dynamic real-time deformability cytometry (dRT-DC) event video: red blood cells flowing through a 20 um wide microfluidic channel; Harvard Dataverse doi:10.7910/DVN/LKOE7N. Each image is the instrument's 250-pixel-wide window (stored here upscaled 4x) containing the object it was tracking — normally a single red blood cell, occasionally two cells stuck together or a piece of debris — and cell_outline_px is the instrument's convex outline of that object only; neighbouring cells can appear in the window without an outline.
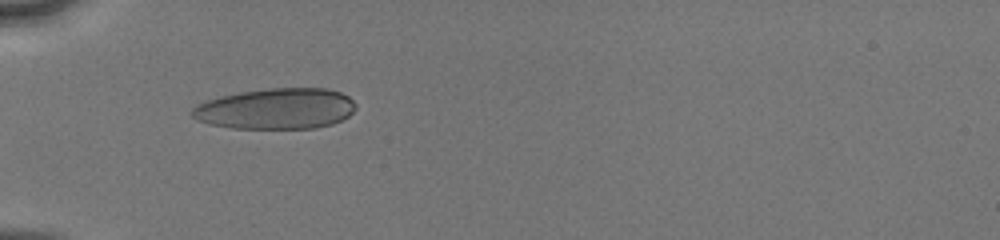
{"species": "human", "species_latin": "Homo sapiens", "temperature_condition": "cold", "stored_images_in_passage": 51, "camera_frame_rate_fps": 3000, "um_per_image_px": 0.085, "donor": {"sex": "male"}, "frame": {"image": 1, "passage_image": 18, "time_ms": 5.667, "image_size_px": [1000, 240], "cell_outline_px": [[356, 108], [348, 116], [332, 124], [316, 128], [232, 128], [208, 124], [196, 120], [192, 116], [192, 108], [196, 104], [220, 96], [240, 92], [268, 88], [328, 88], [340, 92], [348, 96], [356, 104]], "centroid_in_image_um": [23.45, 9.24], "position_along_channel_um": 61.5, "area_um2": 39.07}}
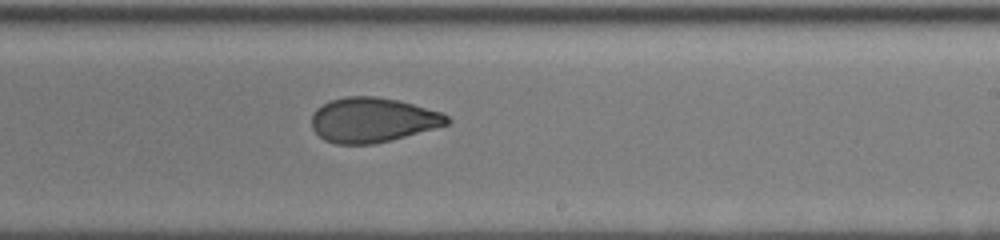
{"frame": {"image": 2, "passage_image": 33, "time_ms": 10.667, "image_size_px": [1000, 240], "cell_outline_px": [[452, 120], [448, 124], [392, 140], [372, 144], [336, 144], [324, 140], [312, 128], [312, 112], [316, 108], [332, 100], [344, 96], [376, 96], [400, 100], [440, 112], [448, 116]], "centroid_in_image_um": [31.66, 10.19], "position_along_channel_um": 257.3, "area_um2": 35.32}}
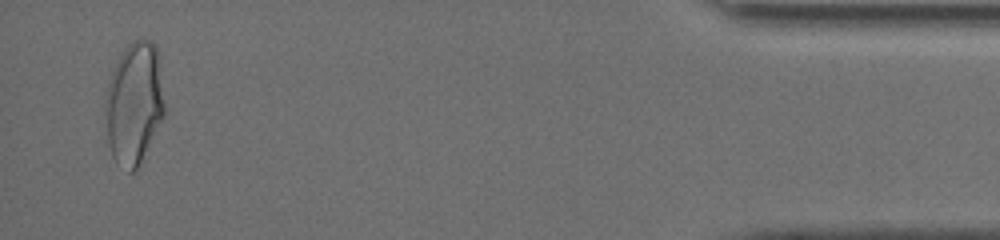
{"frame": {"image": 3, "passage_image": 50, "time_ms": 16.333, "image_size_px": [1000, 240], "cell_outline_px": [[164, 116], [136, 168], [132, 172], [128, 172], [116, 164], [112, 156], [108, 144], [104, 108], [104, 96], [112, 72], [120, 56], [128, 44], [132, 40], [148, 40], [156, 44], [160, 60], [164, 104]], "centroid_in_image_um": [11.38, 8.77], "position_along_channel_um": 423.8, "area_um2": 42.19}, "authors_computed_cell_mechanics": {"area_um2": 37.281, "velocity_mm_per_s": 4.1161, "shape_relaxation_time_tau1_ms": 6.6069, "shape_relaxation_time_tau2_ms": 1.6169, "deformation_change_tau1": 0.1741, "deformation_change_tau2": 0.0739}}